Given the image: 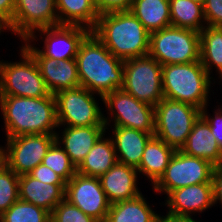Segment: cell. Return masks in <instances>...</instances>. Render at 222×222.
<instances>
[{
	"label": "cell",
	"instance_id": "obj_11",
	"mask_svg": "<svg viewBox=\"0 0 222 222\" xmlns=\"http://www.w3.org/2000/svg\"><path fill=\"white\" fill-rule=\"evenodd\" d=\"M215 166L208 160L176 150L165 173L153 185L154 192L168 195L172 190L212 181Z\"/></svg>",
	"mask_w": 222,
	"mask_h": 222
},
{
	"label": "cell",
	"instance_id": "obj_34",
	"mask_svg": "<svg viewBox=\"0 0 222 222\" xmlns=\"http://www.w3.org/2000/svg\"><path fill=\"white\" fill-rule=\"evenodd\" d=\"M203 12L207 26L222 27V0H205Z\"/></svg>",
	"mask_w": 222,
	"mask_h": 222
},
{
	"label": "cell",
	"instance_id": "obj_10",
	"mask_svg": "<svg viewBox=\"0 0 222 222\" xmlns=\"http://www.w3.org/2000/svg\"><path fill=\"white\" fill-rule=\"evenodd\" d=\"M94 94L81 86L55 93L58 127L105 126Z\"/></svg>",
	"mask_w": 222,
	"mask_h": 222
},
{
	"label": "cell",
	"instance_id": "obj_4",
	"mask_svg": "<svg viewBox=\"0 0 222 222\" xmlns=\"http://www.w3.org/2000/svg\"><path fill=\"white\" fill-rule=\"evenodd\" d=\"M213 77L201 61L162 66L164 98L193 105L202 110L209 102Z\"/></svg>",
	"mask_w": 222,
	"mask_h": 222
},
{
	"label": "cell",
	"instance_id": "obj_5",
	"mask_svg": "<svg viewBox=\"0 0 222 222\" xmlns=\"http://www.w3.org/2000/svg\"><path fill=\"white\" fill-rule=\"evenodd\" d=\"M149 55L162 66L200 61V33L173 26L152 32Z\"/></svg>",
	"mask_w": 222,
	"mask_h": 222
},
{
	"label": "cell",
	"instance_id": "obj_37",
	"mask_svg": "<svg viewBox=\"0 0 222 222\" xmlns=\"http://www.w3.org/2000/svg\"><path fill=\"white\" fill-rule=\"evenodd\" d=\"M99 14L113 11H129L133 0H93Z\"/></svg>",
	"mask_w": 222,
	"mask_h": 222
},
{
	"label": "cell",
	"instance_id": "obj_42",
	"mask_svg": "<svg viewBox=\"0 0 222 222\" xmlns=\"http://www.w3.org/2000/svg\"><path fill=\"white\" fill-rule=\"evenodd\" d=\"M4 30H6V29L0 24V34H1V32H4Z\"/></svg>",
	"mask_w": 222,
	"mask_h": 222
},
{
	"label": "cell",
	"instance_id": "obj_25",
	"mask_svg": "<svg viewBox=\"0 0 222 222\" xmlns=\"http://www.w3.org/2000/svg\"><path fill=\"white\" fill-rule=\"evenodd\" d=\"M104 136L105 134L97 140L77 167L78 174L99 178L117 162L114 143L111 137Z\"/></svg>",
	"mask_w": 222,
	"mask_h": 222
},
{
	"label": "cell",
	"instance_id": "obj_20",
	"mask_svg": "<svg viewBox=\"0 0 222 222\" xmlns=\"http://www.w3.org/2000/svg\"><path fill=\"white\" fill-rule=\"evenodd\" d=\"M66 184L43 183L29 174L19 176V199L47 210L50 214L65 199Z\"/></svg>",
	"mask_w": 222,
	"mask_h": 222
},
{
	"label": "cell",
	"instance_id": "obj_28",
	"mask_svg": "<svg viewBox=\"0 0 222 222\" xmlns=\"http://www.w3.org/2000/svg\"><path fill=\"white\" fill-rule=\"evenodd\" d=\"M171 25L200 32L207 25L203 4L193 0H169Z\"/></svg>",
	"mask_w": 222,
	"mask_h": 222
},
{
	"label": "cell",
	"instance_id": "obj_38",
	"mask_svg": "<svg viewBox=\"0 0 222 222\" xmlns=\"http://www.w3.org/2000/svg\"><path fill=\"white\" fill-rule=\"evenodd\" d=\"M16 0H0V24L7 29L13 19Z\"/></svg>",
	"mask_w": 222,
	"mask_h": 222
},
{
	"label": "cell",
	"instance_id": "obj_2",
	"mask_svg": "<svg viewBox=\"0 0 222 222\" xmlns=\"http://www.w3.org/2000/svg\"><path fill=\"white\" fill-rule=\"evenodd\" d=\"M80 86L103 96L123 85L124 61L116 58L91 31L76 55Z\"/></svg>",
	"mask_w": 222,
	"mask_h": 222
},
{
	"label": "cell",
	"instance_id": "obj_31",
	"mask_svg": "<svg viewBox=\"0 0 222 222\" xmlns=\"http://www.w3.org/2000/svg\"><path fill=\"white\" fill-rule=\"evenodd\" d=\"M42 164L51 168L65 182H68L76 173V166L70 161L68 154L55 140L49 147Z\"/></svg>",
	"mask_w": 222,
	"mask_h": 222
},
{
	"label": "cell",
	"instance_id": "obj_17",
	"mask_svg": "<svg viewBox=\"0 0 222 222\" xmlns=\"http://www.w3.org/2000/svg\"><path fill=\"white\" fill-rule=\"evenodd\" d=\"M166 199L165 205L169 209L167 215L192 217L196 212L202 213L214 205L212 182L172 190Z\"/></svg>",
	"mask_w": 222,
	"mask_h": 222
},
{
	"label": "cell",
	"instance_id": "obj_18",
	"mask_svg": "<svg viewBox=\"0 0 222 222\" xmlns=\"http://www.w3.org/2000/svg\"><path fill=\"white\" fill-rule=\"evenodd\" d=\"M138 170L116 162L105 174L99 177L101 187L112 204L130 200L142 194L137 186Z\"/></svg>",
	"mask_w": 222,
	"mask_h": 222
},
{
	"label": "cell",
	"instance_id": "obj_16",
	"mask_svg": "<svg viewBox=\"0 0 222 222\" xmlns=\"http://www.w3.org/2000/svg\"><path fill=\"white\" fill-rule=\"evenodd\" d=\"M22 41L25 42L22 46L36 61L40 74L51 94L64 89L80 87L76 58L57 61L52 58L43 57L35 49V44H30L26 39Z\"/></svg>",
	"mask_w": 222,
	"mask_h": 222
},
{
	"label": "cell",
	"instance_id": "obj_7",
	"mask_svg": "<svg viewBox=\"0 0 222 222\" xmlns=\"http://www.w3.org/2000/svg\"><path fill=\"white\" fill-rule=\"evenodd\" d=\"M19 62L0 61V95L41 98L50 94L33 56L22 46Z\"/></svg>",
	"mask_w": 222,
	"mask_h": 222
},
{
	"label": "cell",
	"instance_id": "obj_1",
	"mask_svg": "<svg viewBox=\"0 0 222 222\" xmlns=\"http://www.w3.org/2000/svg\"><path fill=\"white\" fill-rule=\"evenodd\" d=\"M6 138L25 134H56L58 126L54 94L41 98L0 95Z\"/></svg>",
	"mask_w": 222,
	"mask_h": 222
},
{
	"label": "cell",
	"instance_id": "obj_27",
	"mask_svg": "<svg viewBox=\"0 0 222 222\" xmlns=\"http://www.w3.org/2000/svg\"><path fill=\"white\" fill-rule=\"evenodd\" d=\"M129 11L149 33L172 26L169 0H133Z\"/></svg>",
	"mask_w": 222,
	"mask_h": 222
},
{
	"label": "cell",
	"instance_id": "obj_19",
	"mask_svg": "<svg viewBox=\"0 0 222 222\" xmlns=\"http://www.w3.org/2000/svg\"><path fill=\"white\" fill-rule=\"evenodd\" d=\"M105 132H107L106 126H66L63 132H61L63 134L61 135L62 137L59 132H56L55 140L68 154L70 161L77 168L85 159L97 140L105 134Z\"/></svg>",
	"mask_w": 222,
	"mask_h": 222
},
{
	"label": "cell",
	"instance_id": "obj_30",
	"mask_svg": "<svg viewBox=\"0 0 222 222\" xmlns=\"http://www.w3.org/2000/svg\"><path fill=\"white\" fill-rule=\"evenodd\" d=\"M0 222H50V213L41 207L18 199L0 216Z\"/></svg>",
	"mask_w": 222,
	"mask_h": 222
},
{
	"label": "cell",
	"instance_id": "obj_26",
	"mask_svg": "<svg viewBox=\"0 0 222 222\" xmlns=\"http://www.w3.org/2000/svg\"><path fill=\"white\" fill-rule=\"evenodd\" d=\"M142 194L110 205L105 222H159L160 216L152 210Z\"/></svg>",
	"mask_w": 222,
	"mask_h": 222
},
{
	"label": "cell",
	"instance_id": "obj_14",
	"mask_svg": "<svg viewBox=\"0 0 222 222\" xmlns=\"http://www.w3.org/2000/svg\"><path fill=\"white\" fill-rule=\"evenodd\" d=\"M36 32L40 33L44 47L35 49L43 56L55 60L74 59L78 54L81 42L91 32L88 28L76 25H56L41 28L33 32L26 40H36ZM46 35V37H42ZM44 38V39H43Z\"/></svg>",
	"mask_w": 222,
	"mask_h": 222
},
{
	"label": "cell",
	"instance_id": "obj_41",
	"mask_svg": "<svg viewBox=\"0 0 222 222\" xmlns=\"http://www.w3.org/2000/svg\"><path fill=\"white\" fill-rule=\"evenodd\" d=\"M5 164V152L4 148L0 146V168Z\"/></svg>",
	"mask_w": 222,
	"mask_h": 222
},
{
	"label": "cell",
	"instance_id": "obj_13",
	"mask_svg": "<svg viewBox=\"0 0 222 222\" xmlns=\"http://www.w3.org/2000/svg\"><path fill=\"white\" fill-rule=\"evenodd\" d=\"M65 199L98 222H105L111 203L98 177L76 173L65 186Z\"/></svg>",
	"mask_w": 222,
	"mask_h": 222
},
{
	"label": "cell",
	"instance_id": "obj_36",
	"mask_svg": "<svg viewBox=\"0 0 222 222\" xmlns=\"http://www.w3.org/2000/svg\"><path fill=\"white\" fill-rule=\"evenodd\" d=\"M31 177L48 184H66V182L56 174L51 168L39 164L36 168L28 173Z\"/></svg>",
	"mask_w": 222,
	"mask_h": 222
},
{
	"label": "cell",
	"instance_id": "obj_33",
	"mask_svg": "<svg viewBox=\"0 0 222 222\" xmlns=\"http://www.w3.org/2000/svg\"><path fill=\"white\" fill-rule=\"evenodd\" d=\"M50 220L52 222H98L66 199L56 205L50 214Z\"/></svg>",
	"mask_w": 222,
	"mask_h": 222
},
{
	"label": "cell",
	"instance_id": "obj_43",
	"mask_svg": "<svg viewBox=\"0 0 222 222\" xmlns=\"http://www.w3.org/2000/svg\"><path fill=\"white\" fill-rule=\"evenodd\" d=\"M193 1H197V2H199L201 4H204V2H205V0H193Z\"/></svg>",
	"mask_w": 222,
	"mask_h": 222
},
{
	"label": "cell",
	"instance_id": "obj_35",
	"mask_svg": "<svg viewBox=\"0 0 222 222\" xmlns=\"http://www.w3.org/2000/svg\"><path fill=\"white\" fill-rule=\"evenodd\" d=\"M207 107L208 105H206L201 110V116L209 124L212 135L215 137L220 148L222 149V110H221L222 107L218 108L217 110H214L215 111L213 115L214 117L213 116L210 117L209 112L207 113Z\"/></svg>",
	"mask_w": 222,
	"mask_h": 222
},
{
	"label": "cell",
	"instance_id": "obj_8",
	"mask_svg": "<svg viewBox=\"0 0 222 222\" xmlns=\"http://www.w3.org/2000/svg\"><path fill=\"white\" fill-rule=\"evenodd\" d=\"M121 89L155 107L164 98L162 65L149 54L125 60Z\"/></svg>",
	"mask_w": 222,
	"mask_h": 222
},
{
	"label": "cell",
	"instance_id": "obj_22",
	"mask_svg": "<svg viewBox=\"0 0 222 222\" xmlns=\"http://www.w3.org/2000/svg\"><path fill=\"white\" fill-rule=\"evenodd\" d=\"M111 137L117 162L137 168L142 160L145 146L154 133L139 130L113 127Z\"/></svg>",
	"mask_w": 222,
	"mask_h": 222
},
{
	"label": "cell",
	"instance_id": "obj_6",
	"mask_svg": "<svg viewBox=\"0 0 222 222\" xmlns=\"http://www.w3.org/2000/svg\"><path fill=\"white\" fill-rule=\"evenodd\" d=\"M154 135L175 150L185 144L201 110L193 105L163 98L155 107Z\"/></svg>",
	"mask_w": 222,
	"mask_h": 222
},
{
	"label": "cell",
	"instance_id": "obj_24",
	"mask_svg": "<svg viewBox=\"0 0 222 222\" xmlns=\"http://www.w3.org/2000/svg\"><path fill=\"white\" fill-rule=\"evenodd\" d=\"M60 25H76L90 31L97 24L99 13L93 0H56Z\"/></svg>",
	"mask_w": 222,
	"mask_h": 222
},
{
	"label": "cell",
	"instance_id": "obj_12",
	"mask_svg": "<svg viewBox=\"0 0 222 222\" xmlns=\"http://www.w3.org/2000/svg\"><path fill=\"white\" fill-rule=\"evenodd\" d=\"M55 135L51 134H25L7 138L5 164L17 175L28 174L46 156Z\"/></svg>",
	"mask_w": 222,
	"mask_h": 222
},
{
	"label": "cell",
	"instance_id": "obj_21",
	"mask_svg": "<svg viewBox=\"0 0 222 222\" xmlns=\"http://www.w3.org/2000/svg\"><path fill=\"white\" fill-rule=\"evenodd\" d=\"M183 153L202 158L214 166L222 165V149L212 135L209 124L200 116L180 149Z\"/></svg>",
	"mask_w": 222,
	"mask_h": 222
},
{
	"label": "cell",
	"instance_id": "obj_23",
	"mask_svg": "<svg viewBox=\"0 0 222 222\" xmlns=\"http://www.w3.org/2000/svg\"><path fill=\"white\" fill-rule=\"evenodd\" d=\"M176 150L153 135L147 142L142 160L136 168L152 182L153 186L165 173L166 167Z\"/></svg>",
	"mask_w": 222,
	"mask_h": 222
},
{
	"label": "cell",
	"instance_id": "obj_15",
	"mask_svg": "<svg viewBox=\"0 0 222 222\" xmlns=\"http://www.w3.org/2000/svg\"><path fill=\"white\" fill-rule=\"evenodd\" d=\"M56 25V0H16L12 23L6 30L24 40L38 29Z\"/></svg>",
	"mask_w": 222,
	"mask_h": 222
},
{
	"label": "cell",
	"instance_id": "obj_32",
	"mask_svg": "<svg viewBox=\"0 0 222 222\" xmlns=\"http://www.w3.org/2000/svg\"><path fill=\"white\" fill-rule=\"evenodd\" d=\"M19 199V175L6 164L0 168V216Z\"/></svg>",
	"mask_w": 222,
	"mask_h": 222
},
{
	"label": "cell",
	"instance_id": "obj_40",
	"mask_svg": "<svg viewBox=\"0 0 222 222\" xmlns=\"http://www.w3.org/2000/svg\"><path fill=\"white\" fill-rule=\"evenodd\" d=\"M159 222H200L197 219H193V217H177L172 215L160 216Z\"/></svg>",
	"mask_w": 222,
	"mask_h": 222
},
{
	"label": "cell",
	"instance_id": "obj_9",
	"mask_svg": "<svg viewBox=\"0 0 222 222\" xmlns=\"http://www.w3.org/2000/svg\"><path fill=\"white\" fill-rule=\"evenodd\" d=\"M102 101L107 107L110 117H113V119L110 120L108 116H103L106 129H108L110 125L109 122L112 121L114 122L113 127H125L145 133H154V106L137 100L122 89H117L105 94Z\"/></svg>",
	"mask_w": 222,
	"mask_h": 222
},
{
	"label": "cell",
	"instance_id": "obj_29",
	"mask_svg": "<svg viewBox=\"0 0 222 222\" xmlns=\"http://www.w3.org/2000/svg\"><path fill=\"white\" fill-rule=\"evenodd\" d=\"M200 61L207 73L211 75L216 68L222 74V28L206 26L200 32Z\"/></svg>",
	"mask_w": 222,
	"mask_h": 222
},
{
	"label": "cell",
	"instance_id": "obj_39",
	"mask_svg": "<svg viewBox=\"0 0 222 222\" xmlns=\"http://www.w3.org/2000/svg\"><path fill=\"white\" fill-rule=\"evenodd\" d=\"M211 182L213 192V204H217L219 201L222 206V165L215 166Z\"/></svg>",
	"mask_w": 222,
	"mask_h": 222
},
{
	"label": "cell",
	"instance_id": "obj_3",
	"mask_svg": "<svg viewBox=\"0 0 222 222\" xmlns=\"http://www.w3.org/2000/svg\"><path fill=\"white\" fill-rule=\"evenodd\" d=\"M92 32L122 61L149 54L150 33L130 11L100 14Z\"/></svg>",
	"mask_w": 222,
	"mask_h": 222
}]
</instances>
